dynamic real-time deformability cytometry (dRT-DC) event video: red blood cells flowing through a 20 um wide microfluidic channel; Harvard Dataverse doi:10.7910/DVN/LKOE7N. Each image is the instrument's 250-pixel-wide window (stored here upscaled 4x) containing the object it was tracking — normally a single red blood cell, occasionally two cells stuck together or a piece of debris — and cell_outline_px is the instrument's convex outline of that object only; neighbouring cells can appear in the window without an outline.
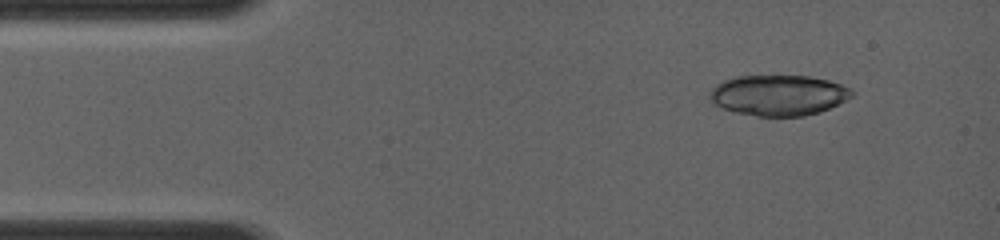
{"species": "common noctule bat (a hibernating species)", "species_latin": "Nyctalus noctula", "temperature_condition": "room temperature", "stored_images_in_passage": 10, "camera_frame_rate_fps": 4000, "um_per_image_px": 0.085, "animal": {"sex": "female", "body_mass_g": 19.0, "forearm_length_mm": 56.7}, "frame": {"image": 1, "passage_image": 5, "time_ms": 1.25, "image_size_px": [1000, 240], "cell_outline_px": [[856, 92], [852, 96], [820, 112], [804, 116], [756, 116], [736, 112], [712, 104], [708, 100], [708, 96], [712, 88], [716, 84], [724, 80], [736, 76], [808, 76], [828, 80], [840, 84]], "centroid_in_image_um": [66.12, 8.09], "position_along_channel_um": 18.9, "area_um2": 33.58}}